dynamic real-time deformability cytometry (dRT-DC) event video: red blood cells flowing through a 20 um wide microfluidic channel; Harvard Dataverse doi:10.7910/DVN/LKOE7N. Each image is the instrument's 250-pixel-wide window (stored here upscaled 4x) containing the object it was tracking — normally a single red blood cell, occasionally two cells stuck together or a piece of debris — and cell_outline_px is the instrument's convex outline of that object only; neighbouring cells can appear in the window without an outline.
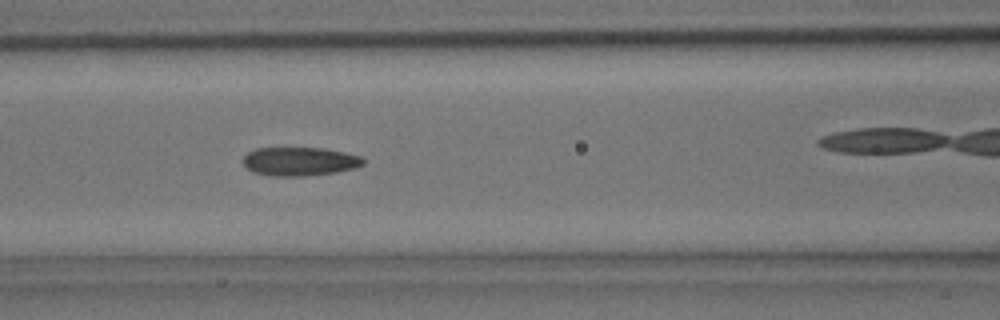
{"species": "common noctule bat (a hibernating species)", "species_latin": "Nyctalus noctula", "temperature_condition": "room temperature", "stored_images_in_passage": 29, "camera_frame_rate_fps": 3000, "um_per_image_px": 0.085, "animal": {"sex": "male", "body_mass_g": 15.6}, "frame": {"image": 1, "passage_image": 13, "time_ms": 4.0, "image_size_px": [1000, 320], "cell_outline_px": [[364, 164], [356, 168], [336, 172], [304, 176], [272, 176], [252, 172], [244, 168], [244, 156], [248, 152], [256, 148], [324, 148], [344, 152], [360, 156], [364, 160]], "centroid_in_image_um": [25.46, 13.72], "position_along_channel_um": 141.1, "area_um2": 20.17}}